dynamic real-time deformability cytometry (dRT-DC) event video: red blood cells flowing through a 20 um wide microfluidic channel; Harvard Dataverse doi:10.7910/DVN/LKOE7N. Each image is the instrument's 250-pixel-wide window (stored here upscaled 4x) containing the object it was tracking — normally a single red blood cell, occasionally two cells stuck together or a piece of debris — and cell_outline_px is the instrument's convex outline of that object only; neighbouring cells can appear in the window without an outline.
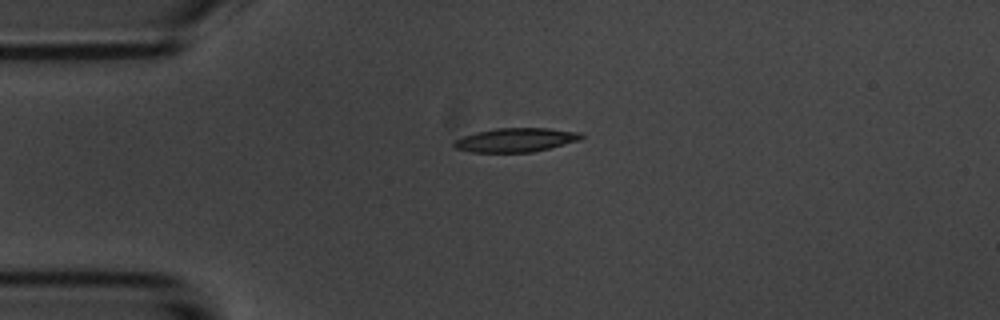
{"species": "common noctule bat (a hibernating species)", "species_latin": "Nyctalus noctula", "temperature_condition": "room temperature", "stored_images_in_passage": 3, "segment_of_instrument_passage": [1, 2], "camera_frame_rate_fps": 3000, "um_per_image_px": 0.085, "animal": {"sex": "male", "body_mass_g": 20.1, "forearm_length_mm": 53.5}, "frame": {"image": 1, "passage_image": 1, "time_ms": 0.0, "image_size_px": [1000, 320], "cell_outline_px": [[584, 136], [580, 140], [532, 152], [472, 152], [456, 148], [452, 144], [452, 140], [476, 132], [496, 128], [548, 128], [580, 132]], "centroid_in_image_um": [43.82, 11.89], "position_along_channel_um": 41.2, "area_um2": 17.69}}